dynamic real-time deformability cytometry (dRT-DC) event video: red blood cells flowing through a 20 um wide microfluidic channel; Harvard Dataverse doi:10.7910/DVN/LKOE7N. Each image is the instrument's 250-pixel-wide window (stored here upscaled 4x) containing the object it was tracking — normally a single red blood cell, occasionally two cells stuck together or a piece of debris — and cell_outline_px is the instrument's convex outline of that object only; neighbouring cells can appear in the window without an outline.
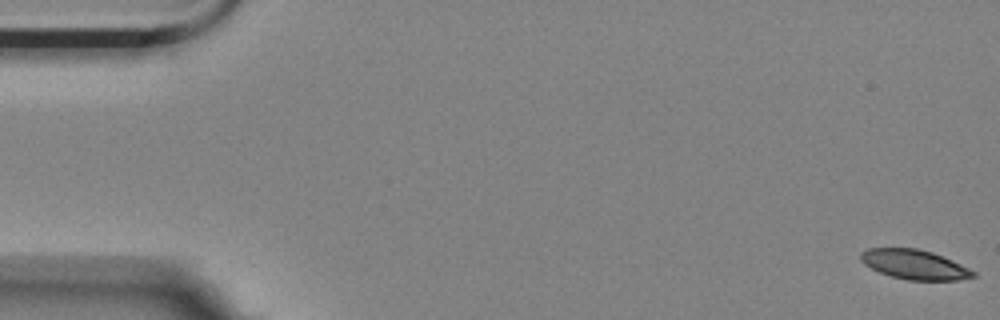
{"species": "Egyptian fruit bat (a non-hibernating species)", "species_latin": "Rousettus aegyptiacus", "temperature_condition": "room temperature", "stored_images_in_passage": 5, "camera_frame_rate_fps": 3000, "um_per_image_px": 0.085, "animal": {"sex": "female"}, "frame": {"image": 1, "passage_image": 1, "time_ms": 0.0, "image_size_px": [1000, 320], "cell_outline_px": [[976, 276], [956, 280], [908, 280], [892, 276], [880, 272], [864, 264], [860, 260], [860, 252], [868, 248], [916, 248], [932, 252], [960, 264], [976, 272]], "centroid_in_image_um": [77.7, 22.48], "position_along_channel_um": 7.3, "area_um2": 19.19}}
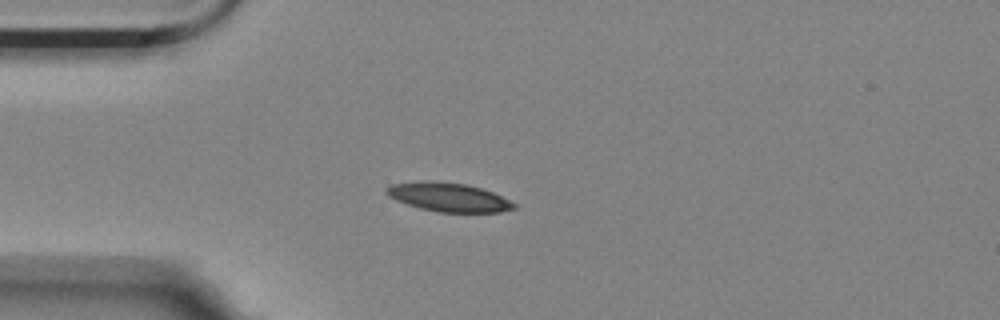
{"frame": {"image": 2, "passage_image": 5, "time_ms": 1.333, "image_size_px": [1000, 320], "cell_outline_px": [[516, 208], [500, 212], [436, 212], [420, 208], [396, 200], [388, 196], [384, 192], [384, 188], [392, 184], [420, 180], [428, 180], [464, 184], [480, 188], [492, 192], [516, 204]], "centroid_in_image_um": [38.06, 16.75], "position_along_channel_um": 46.9, "area_um2": 21.39}}